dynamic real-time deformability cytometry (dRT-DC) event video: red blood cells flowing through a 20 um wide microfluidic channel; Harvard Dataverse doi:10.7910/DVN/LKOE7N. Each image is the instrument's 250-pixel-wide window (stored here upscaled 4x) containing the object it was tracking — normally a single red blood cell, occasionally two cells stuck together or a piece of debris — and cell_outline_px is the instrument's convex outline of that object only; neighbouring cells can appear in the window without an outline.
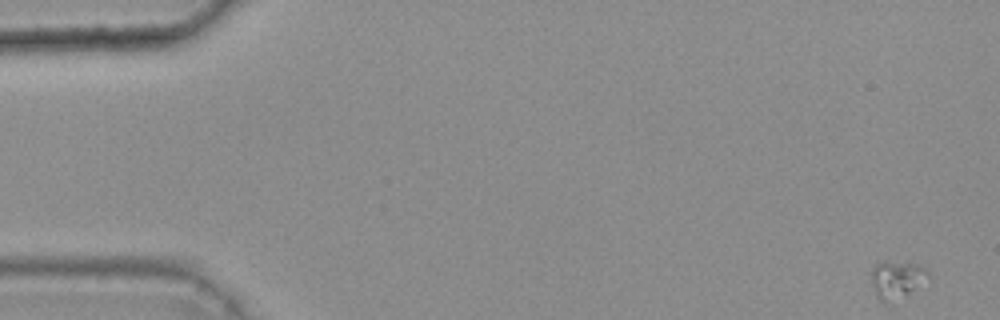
{"species": "common noctule bat (a hibernating species)", "species_latin": "Nyctalus noctula", "temperature_condition": "warm", "stored_images_in_passage": 15, "camera_frame_rate_fps": 3000, "um_per_image_px": 0.085, "animal": {"sex": "female", "body_mass_g": 25.1}, "frame": {"image": 1, "passage_image": 1, "time_ms": 0.0, "image_size_px": [1000, 320], "cell_outline_px": [[928, 276], [908, 292], [884, 300], [880, 300], [876, 296], [872, 284], [872, 268], [876, 264], [920, 264], [928, 272]], "centroid_in_image_um": [76.18, 23.72], "position_along_channel_um": 8.8, "area_um2": 10.92}}